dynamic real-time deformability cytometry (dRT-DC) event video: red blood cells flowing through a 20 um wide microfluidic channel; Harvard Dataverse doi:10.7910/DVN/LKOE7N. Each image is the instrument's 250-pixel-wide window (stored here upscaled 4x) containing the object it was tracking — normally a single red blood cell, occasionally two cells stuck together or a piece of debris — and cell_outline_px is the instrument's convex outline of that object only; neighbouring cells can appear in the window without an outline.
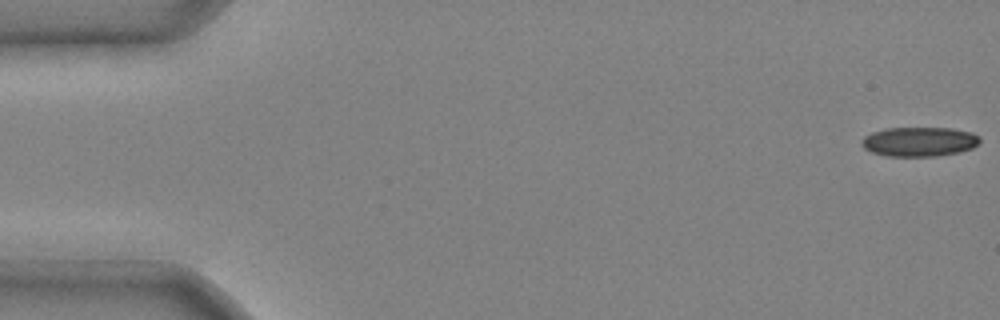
{"species": "common noctule bat (a hibernating species)", "species_latin": "Nyctalus noctula", "temperature_condition": "cold", "stored_images_in_passage": 4, "camera_frame_rate_fps": 3000, "um_per_image_px": 0.085, "animal": {"sex": "male", "body_mass_g": 20.4}, "frame": {"image": 1, "passage_image": 1, "time_ms": 0.0, "image_size_px": [1000, 320], "cell_outline_px": [[980, 140], [972, 148], [960, 152], [936, 156], [888, 156], [872, 152], [864, 148], [860, 144], [860, 140], [864, 136], [872, 132], [884, 128], [952, 128], [972, 132], [980, 136]], "centroid_in_image_um": [78.12, 12.03], "position_along_channel_um": 6.9, "area_um2": 20.4}}